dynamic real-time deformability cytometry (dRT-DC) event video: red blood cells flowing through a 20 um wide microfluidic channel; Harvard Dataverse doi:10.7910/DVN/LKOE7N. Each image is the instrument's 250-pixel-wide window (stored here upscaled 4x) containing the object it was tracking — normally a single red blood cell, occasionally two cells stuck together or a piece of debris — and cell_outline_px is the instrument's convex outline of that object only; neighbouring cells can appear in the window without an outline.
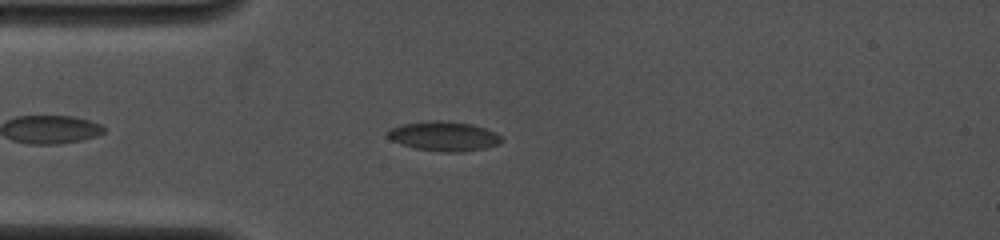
{"species": "common noctule bat (a hibernating species)", "species_latin": "Nyctalus noctula", "temperature_condition": "cold", "stored_images_in_passage": 32, "camera_frame_rate_fps": 4000, "um_per_image_px": 0.085, "animal": {"sex": "female", "body_mass_g": 19.0, "forearm_length_mm": 53.3}, "frame": {"image": 1, "passage_image": 10, "time_ms": 1.75, "image_size_px": [1000, 240], "cell_outline_px": [[504, 140], [500, 144], [484, 148], [464, 152], [440, 152], [416, 148], [400, 144], [384, 136], [384, 132], [392, 128], [404, 124], [428, 120], [440, 120], [472, 124], [496, 132]], "centroid_in_image_um": [37.72, 11.58], "position_along_channel_um": 47.3, "area_um2": 19.83}}
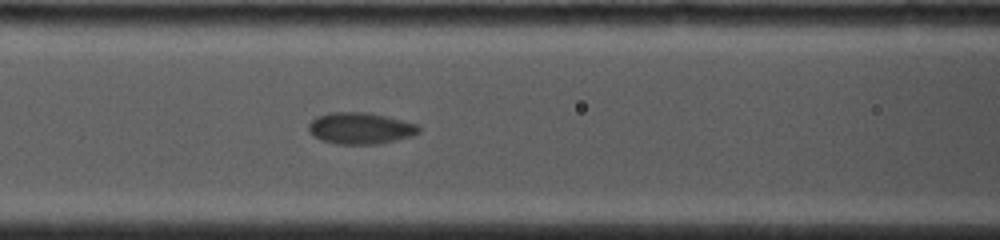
{"frame": {"image": 2, "passage_image": 24, "time_ms": 4.25, "image_size_px": [1000, 240], "cell_outline_px": [[420, 132], [412, 136], [380, 144], [336, 144], [320, 140], [312, 136], [308, 128], [308, 124], [316, 116], [328, 112], [368, 112], [420, 124]], "centroid_in_image_um": [30.63, 10.9], "position_along_channel_um": 136.0, "area_um2": 20.58}}
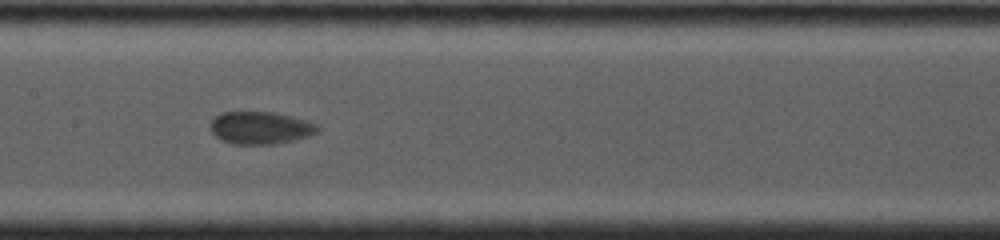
{"frame": {"image": 3, "passage_image": 31, "time_ms": 5.5, "image_size_px": [1000, 240], "cell_outline_px": [[320, 128], [316, 132], [308, 136], [276, 144], [232, 144], [220, 140], [212, 132], [208, 124], [220, 112], [276, 112], [292, 116], [320, 124]], "centroid_in_image_um": [22.12, 10.86], "position_along_channel_um": 185.3, "area_um2": 20.52}}